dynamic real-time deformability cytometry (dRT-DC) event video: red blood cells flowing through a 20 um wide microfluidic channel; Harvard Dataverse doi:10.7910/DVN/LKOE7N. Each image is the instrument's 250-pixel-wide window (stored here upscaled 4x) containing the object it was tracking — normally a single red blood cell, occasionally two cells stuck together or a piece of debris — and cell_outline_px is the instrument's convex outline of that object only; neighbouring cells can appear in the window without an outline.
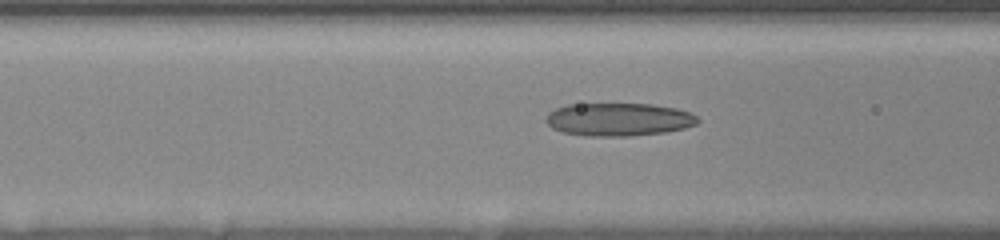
{"species": "human", "species_latin": "Homo sapiens", "temperature_condition": "room temperature", "stored_images_in_passage": 42, "camera_frame_rate_fps": 3000, "um_per_image_px": 0.085, "donor": {"sex": "female"}, "frame": {"image": 1, "passage_image": 19, "time_ms": 6.0, "image_size_px": [1000, 240], "cell_outline_px": [[700, 120], [696, 124], [684, 128], [664, 132], [628, 136], [588, 136], [564, 132], [552, 128], [544, 120], [548, 112], [556, 108], [568, 104], [652, 104], [676, 108], [688, 112], [696, 116]], "centroid_in_image_um": [52.56, 10.15], "position_along_channel_um": 114.0, "area_um2": 29.13}}
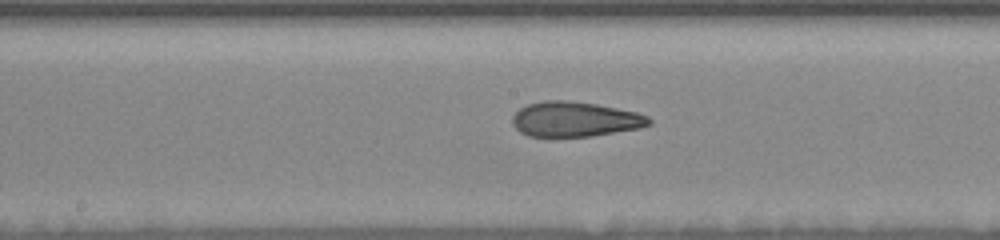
{"frame": {"image": 2, "passage_image": 26, "time_ms": 8.333, "image_size_px": [1000, 240], "cell_outline_px": [[652, 124], [640, 128], [592, 136], [528, 136], [520, 132], [512, 124], [512, 116], [520, 108], [528, 104], [544, 100], [564, 100], [596, 104], [636, 112], [648, 116], [652, 120]], "centroid_in_image_um": [48.87, 10.13], "position_along_channel_um": 199.3, "area_um2": 27.8}}
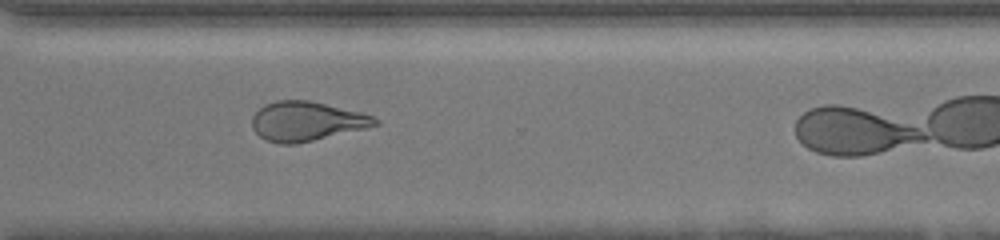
{"frame": {"image": 3, "passage_image": 38, "time_ms": 12.333, "image_size_px": [1000, 240], "cell_outline_px": [[380, 124], [364, 128], [296, 144], [280, 144], [268, 140], [260, 136], [252, 128], [252, 116], [264, 104], [276, 100], [308, 100], [360, 112], [372, 116], [380, 120]], "centroid_in_image_um": [26.03, 10.3], "position_along_channel_um": 344.6, "area_um2": 27.92}}